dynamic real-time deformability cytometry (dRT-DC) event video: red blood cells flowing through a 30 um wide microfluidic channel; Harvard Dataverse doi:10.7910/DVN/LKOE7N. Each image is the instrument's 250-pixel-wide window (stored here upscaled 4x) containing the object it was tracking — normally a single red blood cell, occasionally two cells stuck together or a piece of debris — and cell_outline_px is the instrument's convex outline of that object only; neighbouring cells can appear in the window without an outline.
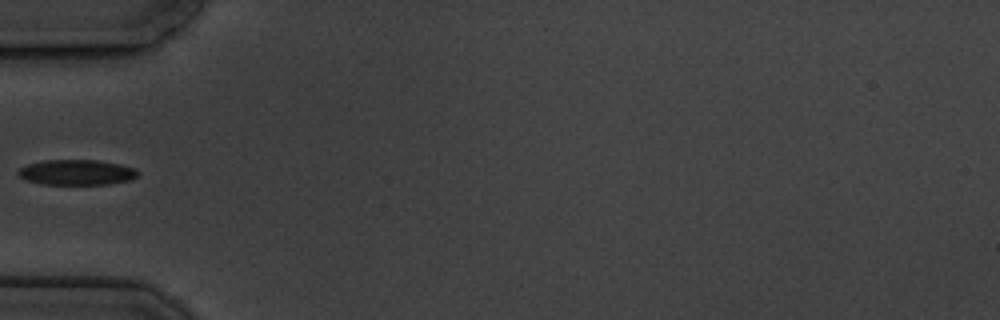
{"species": "common noctule bat (a hibernating species)", "species_latin": "Nyctalus noctula", "temperature_condition": "cold", "stored_images_in_passage": 5, "camera_frame_rate_fps": 3000, "um_per_image_px": 0.085, "animal": {"sex": "male", "body_mass_g": 19.5, "forearm_length_mm": 54.6}, "frame": {"image": 1, "passage_image": 5, "time_ms": 4.333, "image_size_px": [1000, 320], "cell_outline_px": [[140, 172], [132, 180], [108, 184], [40, 184], [24, 180], [16, 172], [20, 168], [28, 164], [44, 160], [96, 160], [120, 164], [136, 168]], "centroid_in_image_um": [6.52, 14.65], "position_along_channel_um": 78.5, "area_um2": 17.8}}